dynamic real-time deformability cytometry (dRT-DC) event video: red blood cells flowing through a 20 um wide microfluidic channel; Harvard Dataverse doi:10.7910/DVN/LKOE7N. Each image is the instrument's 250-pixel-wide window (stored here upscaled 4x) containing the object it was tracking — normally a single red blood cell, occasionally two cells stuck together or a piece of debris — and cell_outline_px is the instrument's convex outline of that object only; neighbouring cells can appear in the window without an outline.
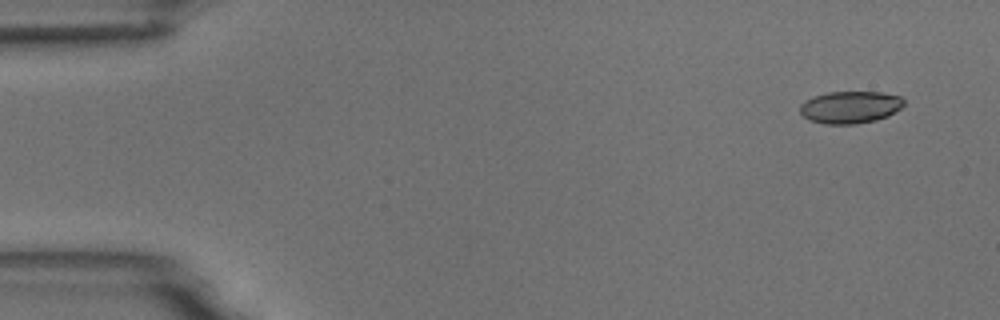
{"species": "common noctule bat (a hibernating species)", "species_latin": "Nyctalus noctula", "temperature_condition": "room temperature", "stored_images_in_passage": 6, "camera_frame_rate_fps": 3000, "um_per_image_px": 0.085, "animal": {"sex": "male", "body_mass_g": 18.8}, "frame": {"image": 1, "passage_image": 1, "time_ms": 0.0, "image_size_px": [1000, 320], "cell_outline_px": [[904, 104], [900, 108], [888, 116], [876, 120], [856, 124], [828, 124], [812, 120], [804, 116], [800, 112], [800, 104], [804, 100], [812, 96], [828, 92], [880, 92], [900, 96], [904, 100]], "centroid_in_image_um": [72.26, 9.1], "position_along_channel_um": 12.7, "area_um2": 19.48}}
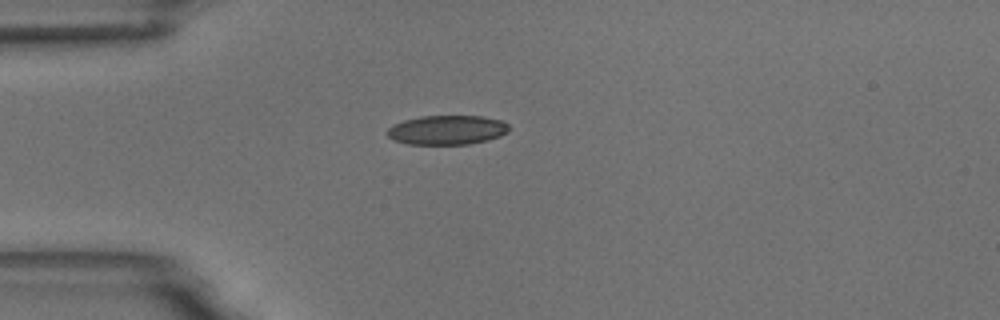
{"frame": {"image": 2, "passage_image": 4, "time_ms": 3.667, "image_size_px": [1000, 320], "cell_outline_px": [[508, 132], [500, 136], [488, 140], [468, 144], [408, 144], [396, 140], [388, 136], [388, 128], [392, 124], [404, 120], [420, 116], [480, 116], [500, 120], [508, 124]], "centroid_in_image_um": [38.0, 11.04], "position_along_channel_um": 47.0, "area_um2": 20.69}}